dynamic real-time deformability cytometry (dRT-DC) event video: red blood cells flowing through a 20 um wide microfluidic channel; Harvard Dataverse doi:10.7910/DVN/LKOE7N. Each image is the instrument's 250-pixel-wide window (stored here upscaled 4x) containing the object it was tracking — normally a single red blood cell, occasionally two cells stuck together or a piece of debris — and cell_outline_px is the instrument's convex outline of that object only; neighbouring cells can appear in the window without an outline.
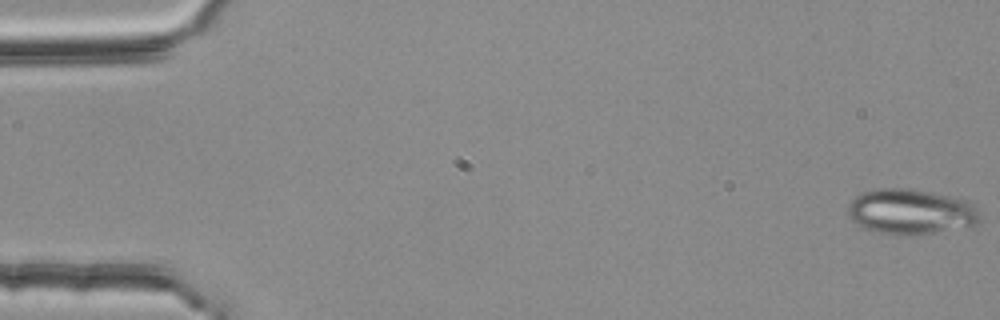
{"species": "common noctule bat (a hibernating species)", "species_latin": "Nyctalus noctula", "temperature_condition": "room temperature", "stored_images_in_passage": 54, "camera_frame_rate_fps": 3000, "um_per_image_px": 0.085, "animal": {"sex": "female", "body_mass_g": 25.1}, "frame": {"image": 1, "passage_image": 1, "time_ms": 0.0, "image_size_px": [1000, 320], "cell_outline_px": [[980, 220], [976, 224], [932, 232], [908, 236], [876, 232], [864, 228], [856, 224], [848, 216], [848, 204], [856, 196], [864, 192], [876, 188], [908, 188], [968, 200], [980, 212]], "centroid_in_image_um": [77.37, 17.99], "position_along_channel_um": 7.6, "area_um2": 34.62}}
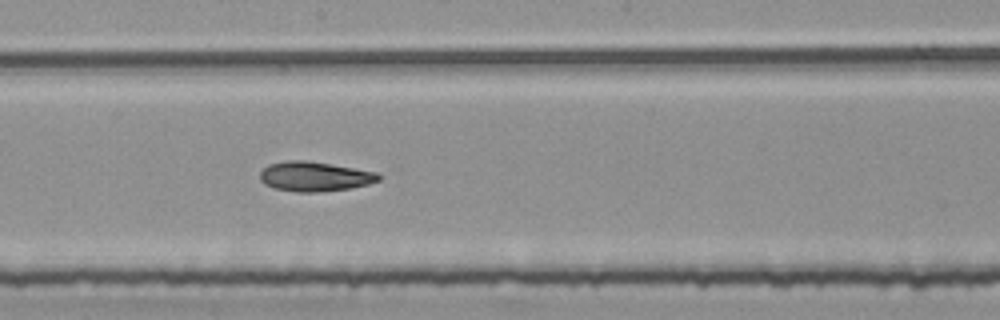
{"frame": {"image": 2, "passage_image": 30, "time_ms": 9.667, "image_size_px": [1000, 320], "cell_outline_px": [[380, 180], [368, 184], [352, 188], [316, 192], [296, 192], [272, 188], [264, 184], [260, 180], [260, 172], [268, 164], [288, 160], [304, 160], [376, 172], [380, 176]], "centroid_in_image_um": [26.7, 15.01], "position_along_channel_um": 221.5, "area_um2": 20.4}}
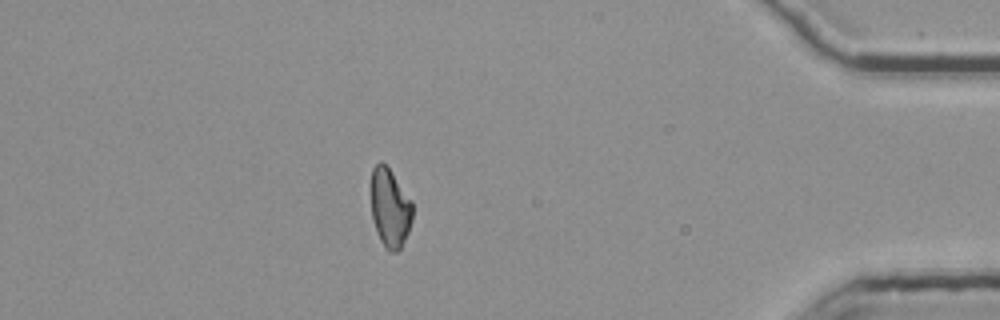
{"frame": {"image": 3, "passage_image": 48, "time_ms": 15.667, "image_size_px": [1000, 320], "cell_outline_px": [[412, 220], [408, 232], [400, 248], [396, 252], [388, 252], [384, 248], [380, 240], [372, 216], [372, 168], [380, 160], [392, 172], [412, 200]], "centroid_in_image_um": [33.16, 17.68], "position_along_channel_um": 402.0, "area_um2": 18.9}, "authors_computed_cell_mechanics": {"area_um2": 20.4612, "velocity_mm_per_s": 3.7803, "shape_relaxation_time_tau1_ms": 5.7483, "shape_relaxation_time_tau2_ms": 10.8949, "deformation_change_tau1": 0.1431, "deformation_change_tau2": 0.2102}}